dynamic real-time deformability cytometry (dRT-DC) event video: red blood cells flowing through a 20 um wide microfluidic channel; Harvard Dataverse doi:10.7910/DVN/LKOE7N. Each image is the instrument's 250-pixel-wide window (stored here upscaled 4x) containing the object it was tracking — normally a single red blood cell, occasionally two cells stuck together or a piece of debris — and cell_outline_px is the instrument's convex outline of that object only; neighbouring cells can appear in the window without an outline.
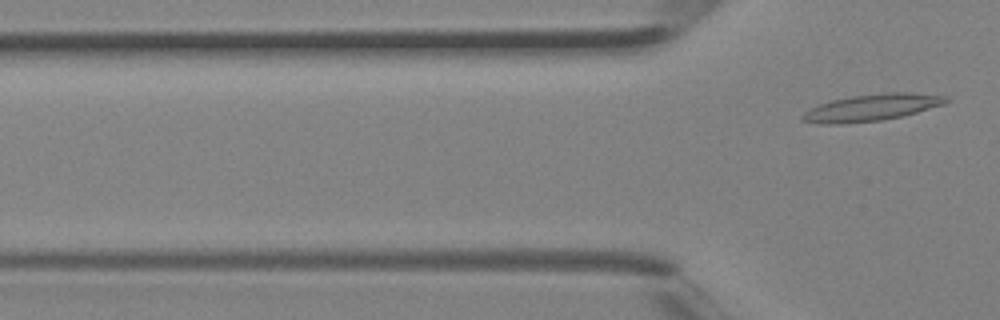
{"species": "Egyptian fruit bat (a non-hibernating species)", "species_latin": "Rousettus aegyptiacus", "temperature_condition": "room temperature", "stored_images_in_passage": 4, "camera_frame_rate_fps": 3000, "um_per_image_px": 0.085, "animal": {"sex": "female"}, "frame": {"image": 1, "passage_image": 4, "time_ms": 1.0, "image_size_px": [1000, 320], "cell_outline_px": [[952, 100], [944, 104], [916, 112], [900, 116], [880, 120], [840, 124], [816, 124], [800, 120], [800, 116], [804, 112], [820, 104], [832, 100], [848, 96], [888, 92], [912, 92], [948, 96]], "centroid_in_image_um": [74.09, 9.13], "position_along_channel_um": 51.7, "area_um2": 22.48}}